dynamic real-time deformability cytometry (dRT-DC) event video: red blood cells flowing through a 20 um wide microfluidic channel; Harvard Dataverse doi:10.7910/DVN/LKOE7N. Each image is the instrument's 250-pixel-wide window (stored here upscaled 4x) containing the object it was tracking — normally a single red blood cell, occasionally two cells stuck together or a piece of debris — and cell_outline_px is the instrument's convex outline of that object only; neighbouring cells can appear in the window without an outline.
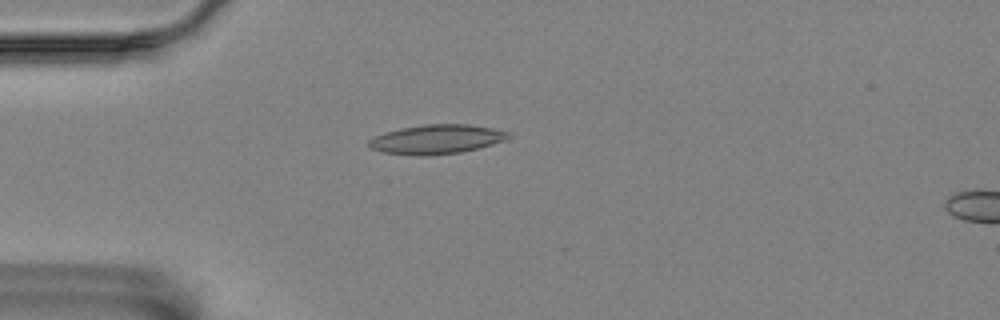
{"species": "Egyptian fruit bat (a non-hibernating species)", "species_latin": "Rousettus aegyptiacus", "temperature_condition": "room temperature", "stored_images_in_passage": 5, "segment_of_instrument_passage": [1, 2], "camera_frame_rate_fps": 3000, "um_per_image_px": 0.085, "animal": {"sex": "female"}, "frame": {"image": 1, "passage_image": 4, "time_ms": 3.333, "image_size_px": [1000, 320], "cell_outline_px": [[512, 136], [504, 140], [480, 148], [460, 152], [424, 156], [420, 156], [384, 152], [372, 148], [368, 144], [368, 140], [384, 132], [400, 128], [424, 124], [468, 124], [492, 128], [508, 132]], "centroid_in_image_um": [37.11, 11.83], "position_along_channel_um": 47.9, "area_um2": 23.7}}